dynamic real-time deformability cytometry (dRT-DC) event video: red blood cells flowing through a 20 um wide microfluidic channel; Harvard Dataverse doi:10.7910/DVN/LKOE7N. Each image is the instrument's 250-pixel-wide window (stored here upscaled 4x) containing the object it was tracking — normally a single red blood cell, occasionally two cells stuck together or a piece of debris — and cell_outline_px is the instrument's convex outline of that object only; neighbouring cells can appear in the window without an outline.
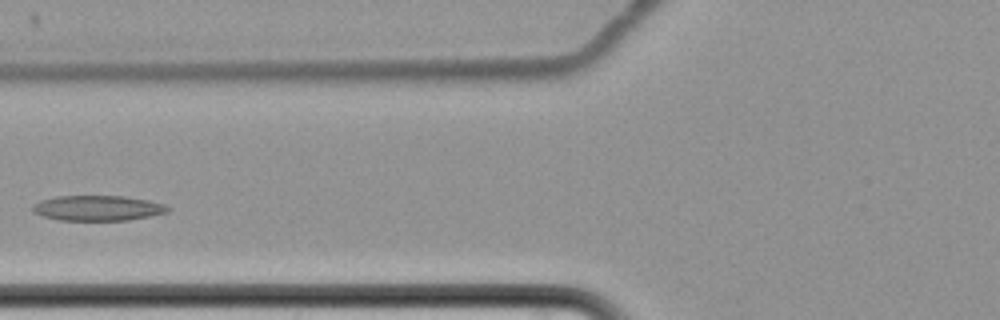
{"species": "common noctule bat (a hibernating species)", "species_latin": "Nyctalus noctula", "temperature_condition": "cold", "stored_images_in_passage": 9, "camera_frame_rate_fps": 3000, "um_per_image_px": 0.085, "animal": {"sex": "female", "body_mass_g": 22.7, "forearm_length_mm": 54.2}, "frame": {"image": 1, "passage_image": 4, "time_ms": 3.667, "image_size_px": [1000, 320], "cell_outline_px": [[172, 208], [168, 212], [128, 220], [60, 220], [44, 216], [32, 212], [32, 204], [40, 200], [56, 196], [124, 196], [148, 200], [164, 204]], "centroid_in_image_um": [8.29, 17.68], "position_along_channel_um": 117.5, "area_um2": 19.88}}
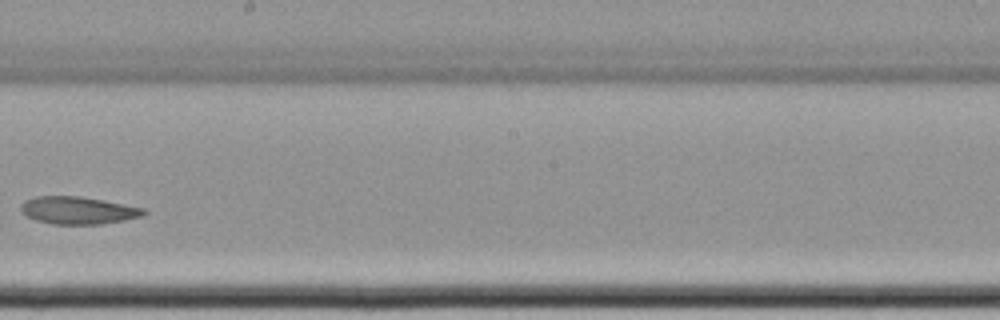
{"frame": {"image": 2, "passage_image": 7, "time_ms": 7.333, "image_size_px": [1000, 320], "cell_outline_px": [[148, 212], [140, 216], [124, 220], [100, 224], [52, 224], [36, 220], [28, 216], [20, 208], [20, 204], [24, 200], [36, 196], [80, 196], [144, 208]], "centroid_in_image_um": [6.61, 17.87], "position_along_channel_um": 241.6, "area_um2": 19.48}}
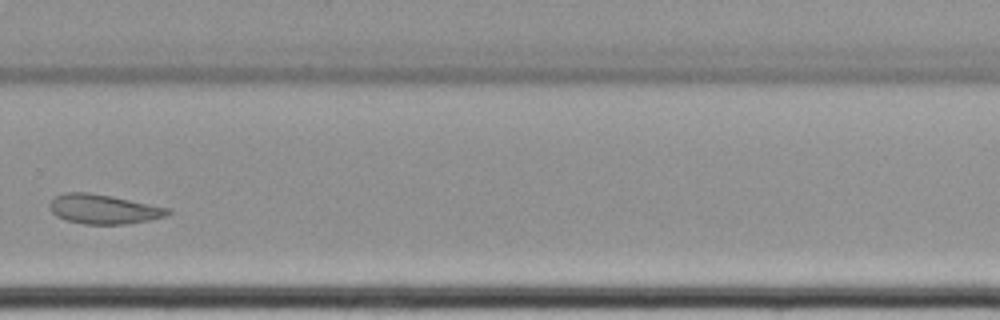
{"frame": {"image": 3, "passage_image": 9, "time_ms": 9.667, "image_size_px": [1000, 320], "cell_outline_px": [[172, 212], [164, 216], [148, 220], [124, 224], [84, 224], [64, 220], [56, 216], [52, 212], [48, 204], [56, 196], [64, 192], [88, 192], [112, 196], [172, 208]], "centroid_in_image_um": [8.79, 17.77], "position_along_channel_um": 321.0, "area_um2": 20.4}}